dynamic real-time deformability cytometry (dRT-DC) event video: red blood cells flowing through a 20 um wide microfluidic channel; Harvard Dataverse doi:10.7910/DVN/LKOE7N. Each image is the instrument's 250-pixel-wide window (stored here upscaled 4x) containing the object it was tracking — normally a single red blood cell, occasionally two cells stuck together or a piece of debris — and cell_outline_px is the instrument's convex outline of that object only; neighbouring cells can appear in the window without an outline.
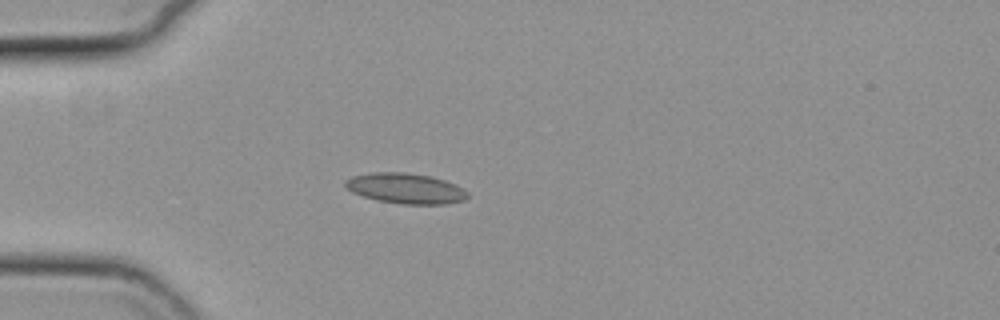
{"species": "common noctule bat (a hibernating species)", "species_latin": "Nyctalus noctula", "temperature_condition": "cold", "stored_images_in_passage": 4, "camera_frame_rate_fps": 3000, "um_per_image_px": 0.085, "animal": {"sex": "female", "body_mass_g": 19.3, "forearm_length_mm": 54.1}, "frame": {"image": 1, "passage_image": 1, "time_ms": 0.0, "image_size_px": [1000, 320], "cell_outline_px": [[468, 196], [464, 200], [448, 204], [400, 204], [376, 200], [352, 192], [344, 184], [344, 180], [352, 176], [368, 172], [404, 172], [428, 176], [444, 180], [456, 184], [468, 192]], "centroid_in_image_um": [34.46, 16.01], "position_along_channel_um": 50.5, "area_um2": 21.73}}